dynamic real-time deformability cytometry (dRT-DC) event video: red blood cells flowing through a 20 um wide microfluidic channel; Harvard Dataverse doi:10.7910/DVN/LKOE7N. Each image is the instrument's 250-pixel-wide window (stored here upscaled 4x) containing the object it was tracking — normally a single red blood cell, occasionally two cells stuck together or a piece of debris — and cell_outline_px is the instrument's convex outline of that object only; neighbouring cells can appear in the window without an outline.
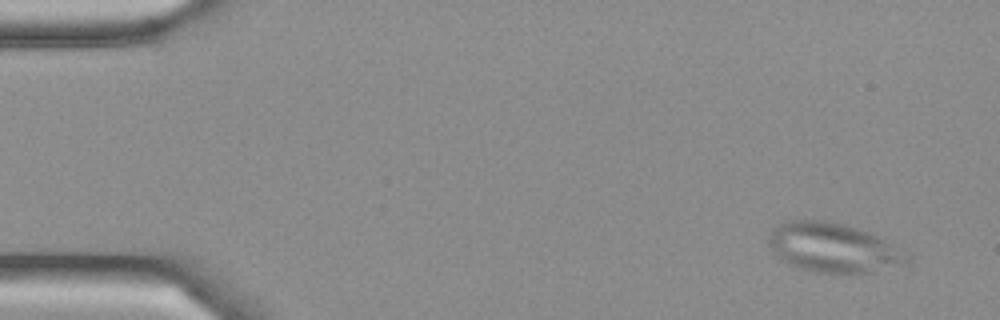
{"species": "Egyptian fruit bat (a non-hibernating species)", "species_latin": "Rousettus aegyptiacus", "temperature_condition": "cold", "stored_images_in_passage": 4, "camera_frame_rate_fps": 3000, "um_per_image_px": 0.085, "frame": {"image": 1, "passage_image": 1, "time_ms": 0.0, "image_size_px": [1000, 320], "cell_outline_px": [[896, 260], [868, 272], [816, 272], [800, 268], [784, 260], [772, 248], [768, 240], [768, 236], [772, 228], [784, 220], [824, 220], [856, 228], [880, 236], [888, 244], [896, 256]], "centroid_in_image_um": [70.49, 20.97], "position_along_channel_um": 14.5, "area_um2": 36.76}}